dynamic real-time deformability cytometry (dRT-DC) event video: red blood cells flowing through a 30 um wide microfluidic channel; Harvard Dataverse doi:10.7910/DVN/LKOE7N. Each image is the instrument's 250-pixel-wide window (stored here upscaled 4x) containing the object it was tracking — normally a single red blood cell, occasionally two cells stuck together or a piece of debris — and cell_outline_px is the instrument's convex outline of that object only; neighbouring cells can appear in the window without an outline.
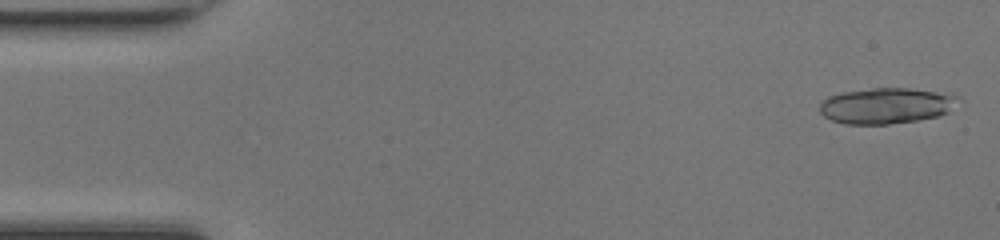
{"species": "common noctule bat (a hibernating species)", "species_latin": "Nyctalus noctula", "temperature_condition": "room temperature", "stored_images_in_passage": 19, "camera_frame_rate_fps": 3000, "um_per_image_px": 0.085, "animal": {"sex": "female", "body_mass_g": 17.0, "forearm_length_mm": 48.0}, "frame": {"image": 1, "passage_image": 2, "time_ms": 0.333, "image_size_px": [1000, 240], "cell_outline_px": [[956, 96], [948, 112], [936, 116], [916, 120], [888, 124], [844, 124], [832, 120], [824, 116], [820, 112], [820, 104], [828, 96], [840, 92], [872, 88], [908, 88], [936, 92]], "centroid_in_image_um": [75.21, 8.99], "position_along_channel_um": 9.8, "area_um2": 28.32}}
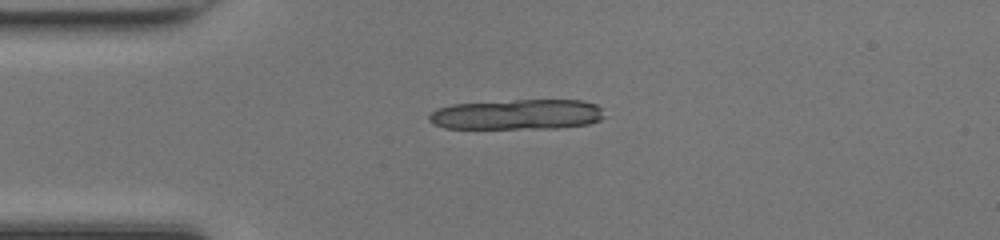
{"frame": {"image": 2, "passage_image": 12, "time_ms": 3.667, "image_size_px": [1000, 240], "cell_outline_px": [[604, 116], [600, 120], [588, 124], [556, 128], [444, 128], [432, 124], [428, 120], [428, 116], [436, 108], [452, 104], [516, 100], [580, 100], [596, 104], [600, 108]], "centroid_in_image_um": [43.92, 9.73], "position_along_channel_um": 41.1, "area_um2": 30.92}}